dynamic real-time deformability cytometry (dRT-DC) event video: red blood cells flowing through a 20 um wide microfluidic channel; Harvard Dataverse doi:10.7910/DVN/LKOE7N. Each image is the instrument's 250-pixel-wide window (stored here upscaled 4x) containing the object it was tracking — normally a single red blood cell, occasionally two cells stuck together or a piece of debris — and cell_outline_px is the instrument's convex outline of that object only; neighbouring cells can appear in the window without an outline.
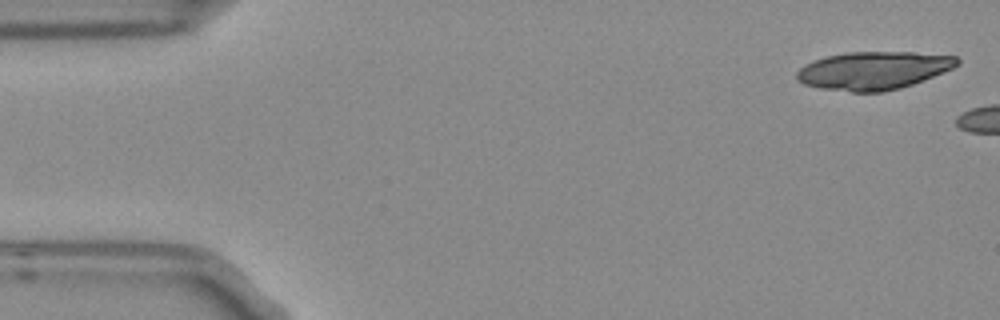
{"species": "Egyptian fruit bat (a non-hibernating species)", "species_latin": "Rousettus aegyptiacus", "temperature_condition": "room temperature", "stored_images_in_passage": 4, "camera_frame_rate_fps": 3000, "um_per_image_px": 0.085, "frame": {"image": 1, "passage_image": 1, "time_ms": 0.0, "image_size_px": [1000, 320], "cell_outline_px": [[960, 64], [952, 68], [924, 80], [900, 88], [884, 92], [852, 92], [820, 88], [804, 84], [796, 80], [796, 72], [804, 64], [812, 60], [844, 52], [916, 52], [956, 56], [960, 60]], "centroid_in_image_um": [74.23, 5.99], "position_along_channel_um": 10.8, "area_um2": 35.72}}